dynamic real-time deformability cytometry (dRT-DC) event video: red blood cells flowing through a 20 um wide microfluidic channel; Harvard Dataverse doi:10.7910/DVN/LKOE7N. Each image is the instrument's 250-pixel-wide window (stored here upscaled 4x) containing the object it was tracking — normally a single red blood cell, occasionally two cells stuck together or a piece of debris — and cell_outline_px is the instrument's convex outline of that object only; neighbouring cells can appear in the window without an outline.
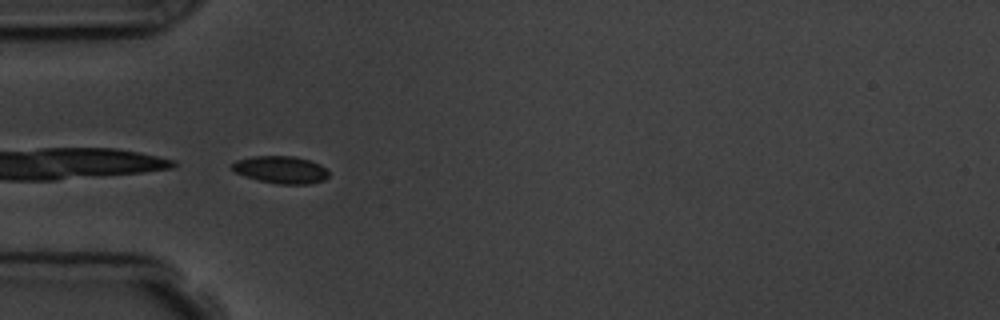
{"species": "common noctule bat (a hibernating species)", "species_latin": "Nyctalus noctula", "temperature_condition": "room temperature", "stored_images_in_passage": 8, "camera_frame_rate_fps": 3000, "um_per_image_px": 0.085, "animal": {"sex": "male", "body_mass_g": 19.5, "forearm_length_mm": 54.6}, "frame": {"image": 1, "passage_image": 5, "time_ms": 5.333, "image_size_px": [1000, 320], "cell_outline_px": [[328, 176], [324, 180], [308, 184], [276, 184], [244, 176], [236, 172], [232, 168], [232, 164], [236, 160], [252, 156], [296, 156], [320, 164], [328, 172]], "centroid_in_image_um": [23.87, 14.42], "position_along_channel_um": 61.1, "area_um2": 15.32}}